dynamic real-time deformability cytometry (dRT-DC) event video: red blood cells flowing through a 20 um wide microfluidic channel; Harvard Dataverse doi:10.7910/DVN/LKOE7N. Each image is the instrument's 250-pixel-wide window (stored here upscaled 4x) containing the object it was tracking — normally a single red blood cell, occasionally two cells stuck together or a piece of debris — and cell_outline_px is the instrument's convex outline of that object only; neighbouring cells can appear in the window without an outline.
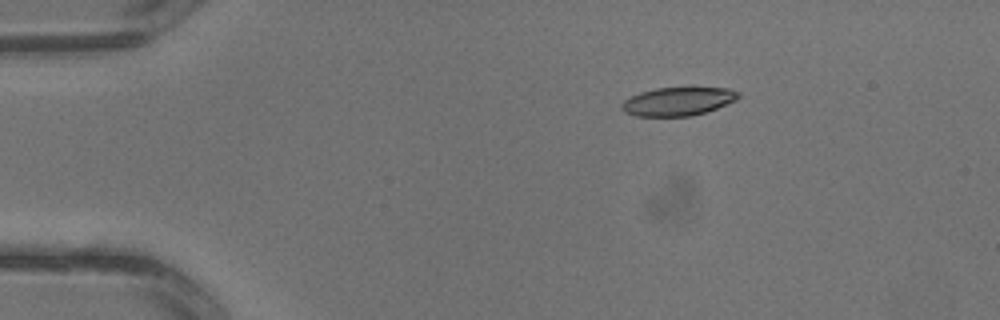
{"species": "common noctule bat (a hibernating species)", "species_latin": "Nyctalus noctula", "temperature_condition": "warm", "stored_images_in_passage": 2, "camera_frame_rate_fps": 3000, "um_per_image_px": 0.085, "animal": {"sex": "male", "body_mass_g": 13.3}, "frame": {"image": 1, "passage_image": 1, "time_ms": 0.0, "image_size_px": [1000, 320], "cell_outline_px": [[740, 96], [736, 100], [716, 108], [692, 116], [636, 116], [624, 112], [620, 108], [620, 104], [624, 100], [640, 92], [656, 88], [728, 88], [740, 92]], "centroid_in_image_um": [57.6, 8.62], "position_along_channel_um": 27.4, "area_um2": 19.25}}